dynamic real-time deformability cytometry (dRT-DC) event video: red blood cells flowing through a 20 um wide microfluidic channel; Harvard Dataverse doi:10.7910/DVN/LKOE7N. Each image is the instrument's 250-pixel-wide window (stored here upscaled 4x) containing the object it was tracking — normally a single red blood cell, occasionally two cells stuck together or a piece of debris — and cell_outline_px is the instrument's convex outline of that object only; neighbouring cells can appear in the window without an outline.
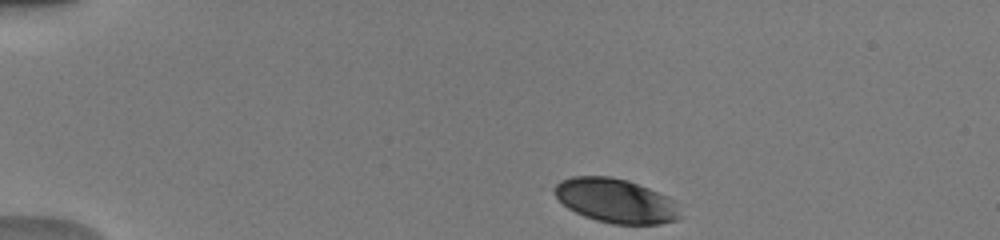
{"species": "human", "species_latin": "Homo sapiens", "temperature_condition": "warm", "stored_images_in_passage": 42, "camera_frame_rate_fps": 3000, "um_per_image_px": 0.085, "donor": {"sex": "male"}, "frame": {"image": 1, "passage_image": 1, "time_ms": 0.0, "image_size_px": [1000, 240], "cell_outline_px": [[680, 216], [676, 220], [660, 224], [612, 224], [596, 220], [584, 216], [568, 208], [552, 192], [552, 188], [560, 180], [572, 176], [612, 176], [628, 180], [668, 196], [676, 200]], "centroid_in_image_um": [52.33, 17.05], "position_along_channel_um": 32.7, "area_um2": 32.54}}
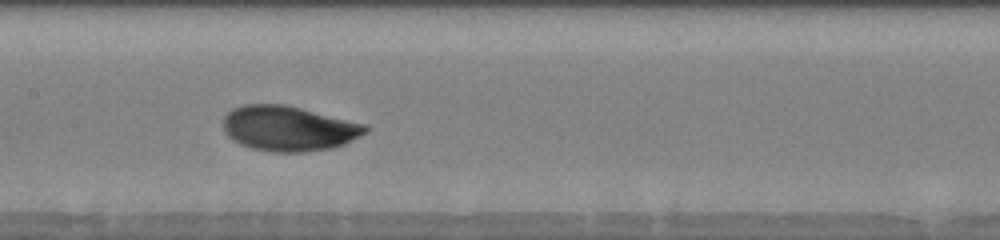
{"frame": {"image": 2, "passage_image": 18, "time_ms": 5.667, "image_size_px": [1000, 240], "cell_outline_px": [[368, 132], [344, 144], [332, 148], [304, 152], [272, 152], [252, 148], [240, 144], [232, 140], [224, 132], [224, 116], [232, 108], [244, 104], [284, 104], [368, 124]], "centroid_in_image_um": [24.54, 10.91], "position_along_channel_um": 182.9, "area_um2": 37.57}}
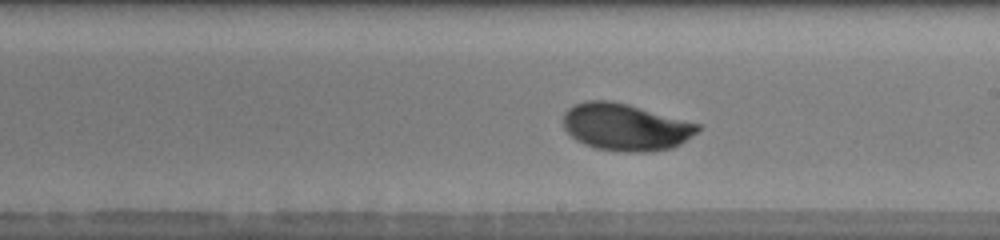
{"frame": {"image": 3, "passage_image": 22, "time_ms": 7.0, "image_size_px": [1000, 240], "cell_outline_px": [[700, 128], [696, 132], [680, 144], [672, 148], [648, 152], [624, 152], [596, 148], [584, 144], [576, 140], [564, 128], [564, 112], [568, 108], [584, 100], [608, 100], [628, 104], [700, 124]], "centroid_in_image_um": [53.15, 10.8], "position_along_channel_um": 235.8, "area_um2": 36.76}, "authors_computed_cell_mechanics": {"area_um2": 35.6626, "velocity_mm_per_s": 3.9782, "shape_relaxation_time_tau1_ms": 2.5365, "shape_relaxation_time_tau2_ms": null, "deformation_change_tau1": 0.1341, "deformation_change_tau2": null}}